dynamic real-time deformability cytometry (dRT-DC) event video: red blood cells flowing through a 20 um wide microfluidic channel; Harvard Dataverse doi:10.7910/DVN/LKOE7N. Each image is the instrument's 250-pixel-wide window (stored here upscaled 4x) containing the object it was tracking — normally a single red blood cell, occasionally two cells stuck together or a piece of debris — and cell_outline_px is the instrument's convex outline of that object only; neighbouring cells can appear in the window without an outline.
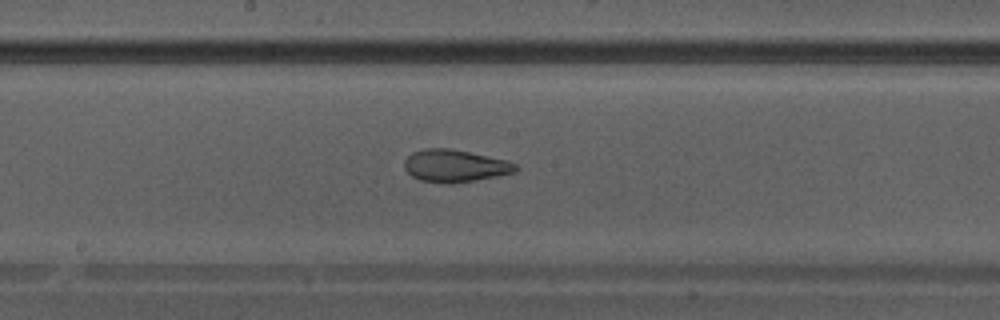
{"species": "Egyptian fruit bat (a non-hibernating species)", "species_latin": "Rousettus aegyptiacus", "temperature_condition": "warm", "stored_images_in_passage": 34, "camera_frame_rate_fps": 3000, "um_per_image_px": 0.085, "animal": {"sex": "male"}, "frame": {"image": 1, "passage_image": 16, "time_ms": 5.0, "image_size_px": [1000, 320], "cell_outline_px": [[520, 168], [516, 172], [476, 180], [452, 184], [444, 184], [420, 180], [412, 176], [404, 168], [404, 160], [412, 152], [424, 148], [452, 148], [508, 160], [516, 164]], "centroid_in_image_um": [38.68, 14.09], "position_along_channel_um": 209.5, "area_um2": 21.33}}